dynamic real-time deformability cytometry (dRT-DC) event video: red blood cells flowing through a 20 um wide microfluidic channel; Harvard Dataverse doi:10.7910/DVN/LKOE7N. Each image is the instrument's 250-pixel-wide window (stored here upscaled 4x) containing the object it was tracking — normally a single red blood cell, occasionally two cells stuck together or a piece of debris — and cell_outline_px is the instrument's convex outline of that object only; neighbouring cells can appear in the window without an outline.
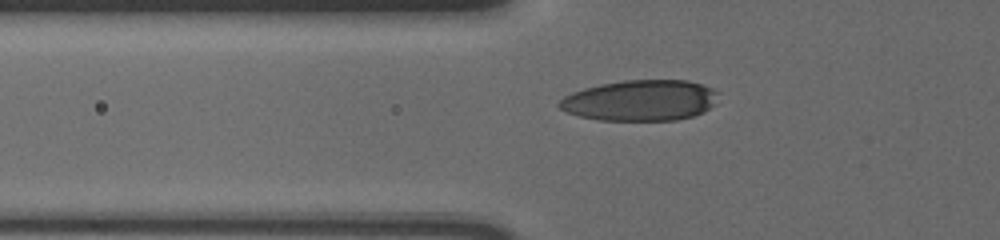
{"species": "human", "species_latin": "Homo sapiens", "temperature_condition": "cold", "stored_images_in_passage": 39, "camera_frame_rate_fps": 3000, "um_per_image_px": 0.085, "donor": {"sex": "male"}, "frame": {"image": 1, "passage_image": 2, "time_ms": 0.333, "image_size_px": [1000, 240], "cell_outline_px": [[720, 92], [716, 104], [704, 112], [692, 116], [676, 120], [600, 120], [580, 116], [568, 112], [560, 108], [556, 104], [564, 96], [572, 92], [584, 88], [600, 84], [624, 80], [688, 80], [712, 88]], "centroid_in_image_um": [54.47, 8.53], "position_along_channel_um": 71.3, "area_um2": 38.03}}
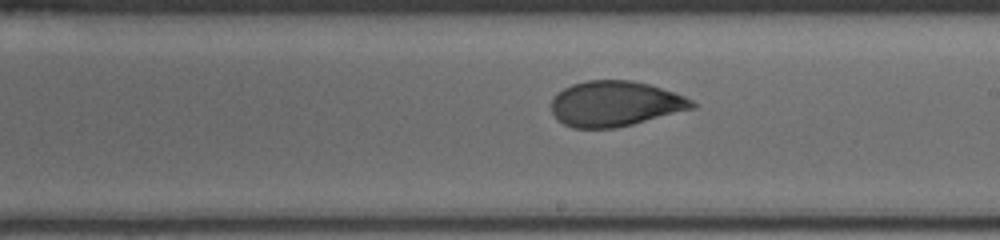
{"frame": {"image": 2, "passage_image": 16, "time_ms": 5.0, "image_size_px": [1000, 240], "cell_outline_px": [[696, 108], [616, 128], [572, 128], [556, 120], [552, 112], [552, 100], [564, 88], [572, 84], [588, 80], [632, 80], [648, 84], [684, 96], [692, 100], [696, 104]], "centroid_in_image_um": [52.28, 8.82], "position_along_channel_um": 236.7, "area_um2": 37.05}}
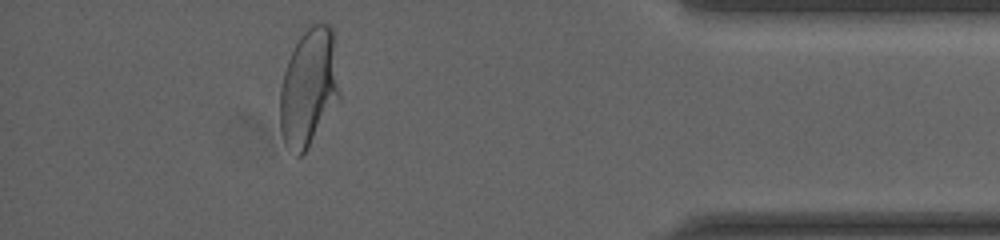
{"frame": {"image": 3, "passage_image": 33, "time_ms": 10.667, "image_size_px": [1000, 240], "cell_outline_px": [[340, 96], [304, 152], [300, 156], [296, 156], [284, 144], [280, 128], [280, 88], [284, 72], [288, 60], [300, 36], [312, 24], [328, 24], [332, 28], [340, 92]], "centroid_in_image_um": [26.22, 7.44], "position_along_channel_um": 409.0, "area_um2": 40.17}}